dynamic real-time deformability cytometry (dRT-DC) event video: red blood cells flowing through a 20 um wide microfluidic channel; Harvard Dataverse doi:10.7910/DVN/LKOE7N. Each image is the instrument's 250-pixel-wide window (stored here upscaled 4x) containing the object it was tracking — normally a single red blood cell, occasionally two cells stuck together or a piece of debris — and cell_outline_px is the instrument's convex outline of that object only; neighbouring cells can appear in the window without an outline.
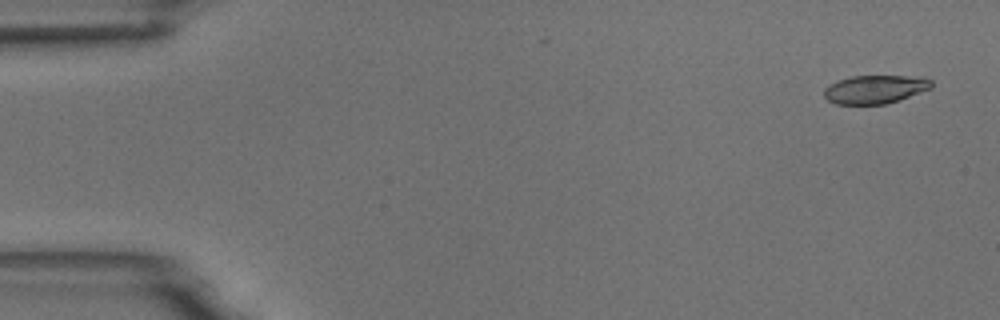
{"species": "common noctule bat (a hibernating species)", "species_latin": "Nyctalus noctula", "temperature_condition": "room temperature", "stored_images_in_passage": 3, "camera_frame_rate_fps": 3000, "um_per_image_px": 0.085, "animal": {"sex": "male", "body_mass_g": 18.8}, "frame": {"image": 1, "passage_image": 3, "time_ms": 2.333, "image_size_px": [1000, 320], "cell_outline_px": [[932, 88], [884, 104], [836, 104], [828, 100], [824, 96], [824, 88], [836, 80], [852, 76], [924, 76], [932, 80]], "centroid_in_image_um": [74.37, 7.57], "position_along_channel_um": 10.6, "area_um2": 17.74}}